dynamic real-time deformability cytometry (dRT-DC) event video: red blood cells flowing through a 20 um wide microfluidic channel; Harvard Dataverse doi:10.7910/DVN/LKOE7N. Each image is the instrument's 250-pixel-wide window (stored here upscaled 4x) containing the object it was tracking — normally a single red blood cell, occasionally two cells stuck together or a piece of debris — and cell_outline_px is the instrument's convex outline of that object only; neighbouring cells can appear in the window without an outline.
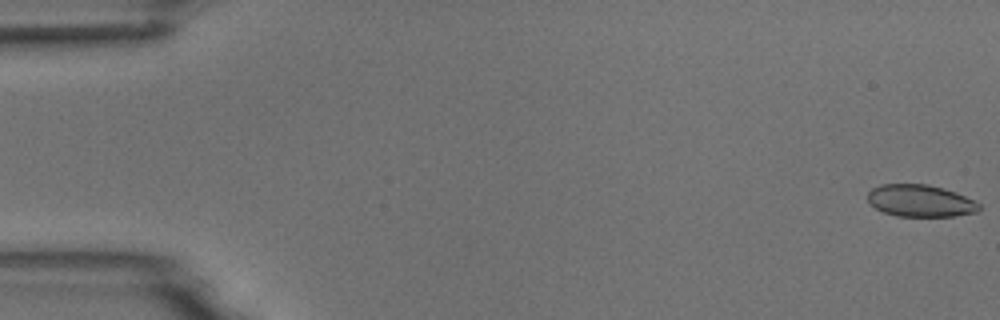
{"species": "common noctule bat (a hibernating species)", "species_latin": "Nyctalus noctula", "temperature_condition": "room temperature", "stored_images_in_passage": 56, "camera_frame_rate_fps": 3000, "um_per_image_px": 0.085, "animal": {"sex": "male", "body_mass_g": 18.8}, "frame": {"image": 1, "passage_image": 1, "time_ms": 0.0, "image_size_px": [1000, 320], "cell_outline_px": [[980, 208], [976, 212], [952, 216], [896, 216], [884, 212], [876, 208], [868, 200], [868, 192], [872, 188], [880, 184], [928, 184], [944, 188], [956, 192], [980, 204]], "centroid_in_image_um": [78.21, 17.06], "position_along_channel_um": 6.8, "area_um2": 20.69}}
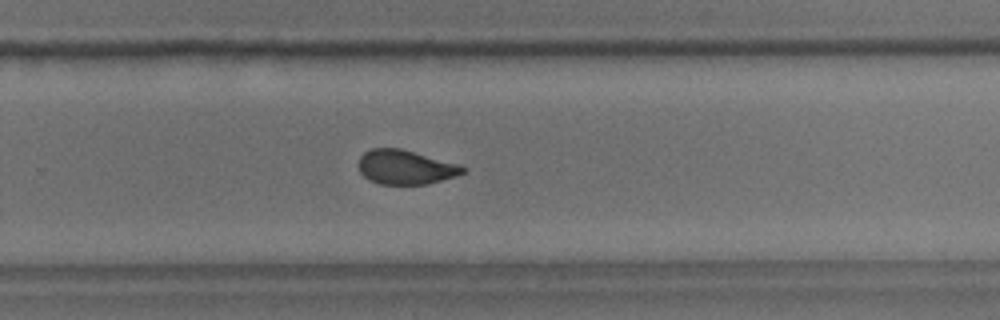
{"frame": {"image": 2, "passage_image": 36, "time_ms": 11.667, "image_size_px": [1000, 320], "cell_outline_px": [[468, 168], [464, 172], [456, 176], [428, 184], [380, 184], [368, 180], [360, 172], [360, 156], [364, 152], [372, 148], [400, 148], [460, 164]], "centroid_in_image_um": [34.49, 14.21], "position_along_channel_um": 295.3, "area_um2": 20.87}}
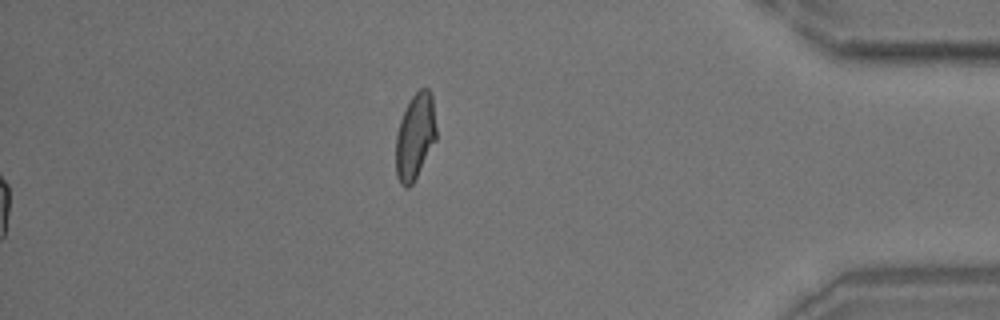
{"frame": {"image": 3, "passage_image": 56, "time_ms": 18.333, "image_size_px": [1000, 320], "cell_outline_px": [[436, 140], [412, 184], [408, 188], [404, 188], [400, 184], [396, 176], [396, 136], [400, 120], [412, 96], [420, 88], [428, 88], [432, 96], [436, 128]], "centroid_in_image_um": [35.28, 11.62], "position_along_channel_um": 399.9, "area_um2": 20.11}, "authors_computed_cell_mechanics": {"area_um2": 21.7617, "velocity_mm_per_s": 3.7222, "shape_relaxation_time_tau1_ms": 7.1774, "shape_relaxation_time_tau2_ms": 1.2068, "deformation_change_tau1": 0.1462, "deformation_change_tau2": 0.0522}}